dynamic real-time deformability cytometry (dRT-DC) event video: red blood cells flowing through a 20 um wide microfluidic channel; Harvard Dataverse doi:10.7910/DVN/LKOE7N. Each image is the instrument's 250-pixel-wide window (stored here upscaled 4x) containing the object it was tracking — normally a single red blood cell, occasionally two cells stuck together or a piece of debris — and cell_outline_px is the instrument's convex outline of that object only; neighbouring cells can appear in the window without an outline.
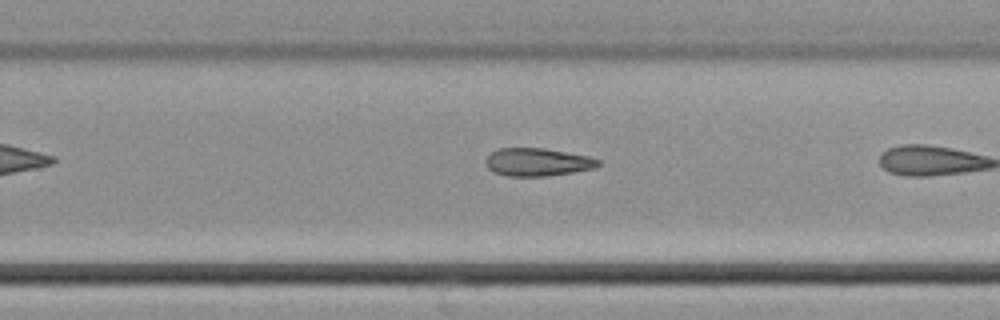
{"species": "common noctule bat (a hibernating species)", "species_latin": "Nyctalus noctula", "temperature_condition": "cold", "stored_images_in_passage": 16, "camera_frame_rate_fps": 3000, "um_per_image_px": 0.085, "animal": {"sex": "male", "body_mass_g": 21.5, "forearm_length_mm": 52.0}, "frame": {"image": 1, "passage_image": 12, "time_ms": 3.667, "image_size_px": [1000, 320], "cell_outline_px": [[600, 164], [596, 168], [572, 172], [544, 176], [508, 176], [496, 172], [488, 168], [484, 160], [492, 152], [500, 148], [544, 148], [588, 156], [600, 160]], "centroid_in_image_um": [45.7, 13.77], "position_along_channel_um": 284.1, "area_um2": 18.15}}